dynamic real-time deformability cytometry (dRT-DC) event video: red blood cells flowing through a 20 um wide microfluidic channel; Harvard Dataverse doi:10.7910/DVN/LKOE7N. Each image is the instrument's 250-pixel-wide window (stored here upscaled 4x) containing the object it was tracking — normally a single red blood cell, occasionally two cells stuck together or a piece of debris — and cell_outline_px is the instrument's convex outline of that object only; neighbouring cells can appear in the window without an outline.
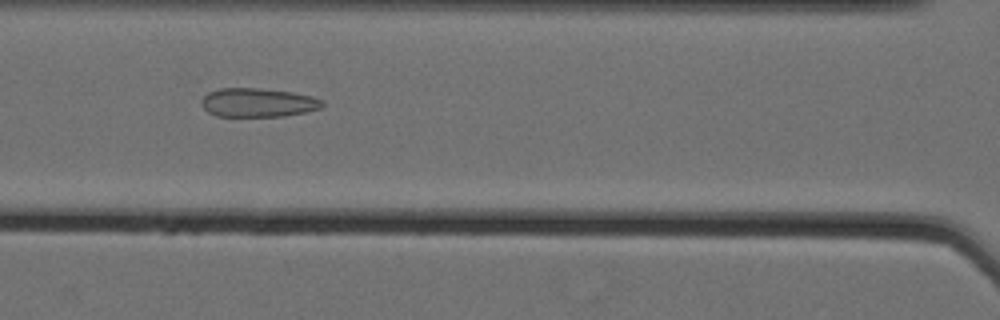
{"species": "Egyptian fruit bat (a non-hibernating species)", "species_latin": "Rousettus aegyptiacus", "temperature_condition": "cold", "stored_images_in_passage": 53, "camera_frame_rate_fps": 3000, "um_per_image_px": 0.085, "animal": {"sex": "female"}, "frame": {"image": 1, "passage_image": 23, "time_ms": 7.333, "image_size_px": [1000, 320], "cell_outline_px": [[324, 104], [320, 108], [304, 112], [284, 116], [216, 116], [208, 112], [200, 104], [200, 100], [208, 92], [220, 88], [256, 88], [292, 92], [312, 96], [324, 100]], "centroid_in_image_um": [21.9, 8.71], "position_along_channel_um": 144.7, "area_um2": 20.35}}
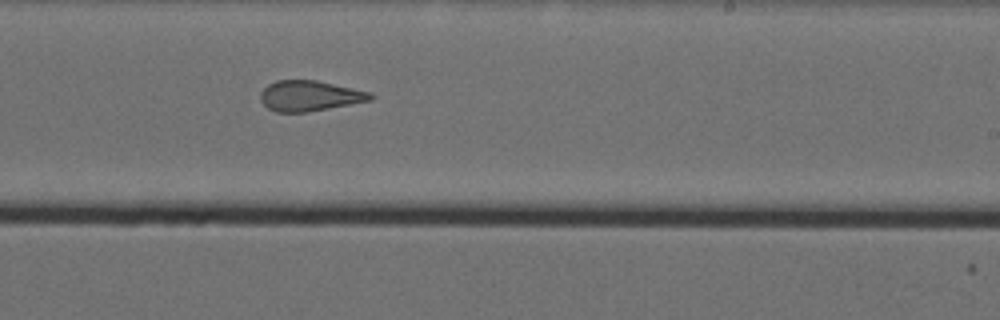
{"frame": {"image": 2, "passage_image": 33, "time_ms": 10.667, "image_size_px": [1000, 320], "cell_outline_px": [[376, 96], [372, 100], [308, 112], [276, 112], [268, 108], [260, 100], [260, 92], [268, 84], [276, 80], [316, 80], [372, 92]], "centroid_in_image_um": [26.34, 8.14], "position_along_channel_um": 262.7, "area_um2": 19.65}}
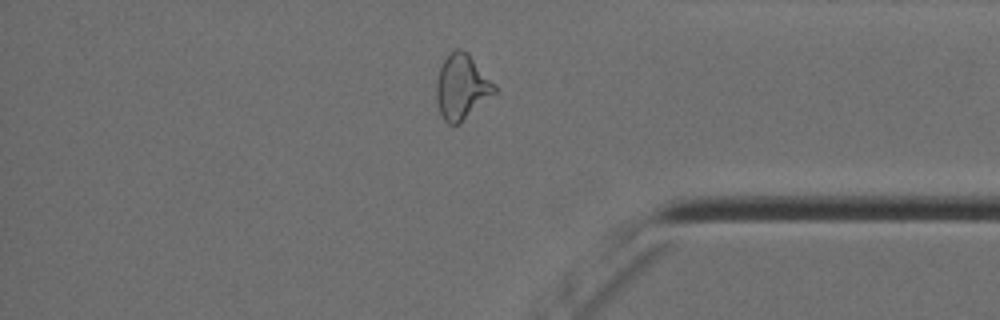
{"frame": {"image": 3, "passage_image": 45, "time_ms": 14.667, "image_size_px": [1000, 320], "cell_outline_px": [[496, 92], [460, 124], [448, 124], [444, 120], [440, 112], [436, 100], [436, 80], [440, 68], [444, 60], [456, 48], [460, 48], [468, 52], [496, 84]], "centroid_in_image_um": [39.26, 7.39], "position_along_channel_um": 395.9, "area_um2": 22.08}, "authors_computed_cell_mechanics": {"area_um2": 22.1374, "velocity_mm_per_s": 3.5541, "shape_relaxation_time_tau1_ms": null, "shape_relaxation_time_tau2_ms": 1.7683, "deformation_change_tau1": null, "deformation_change_tau2": 0.117}}